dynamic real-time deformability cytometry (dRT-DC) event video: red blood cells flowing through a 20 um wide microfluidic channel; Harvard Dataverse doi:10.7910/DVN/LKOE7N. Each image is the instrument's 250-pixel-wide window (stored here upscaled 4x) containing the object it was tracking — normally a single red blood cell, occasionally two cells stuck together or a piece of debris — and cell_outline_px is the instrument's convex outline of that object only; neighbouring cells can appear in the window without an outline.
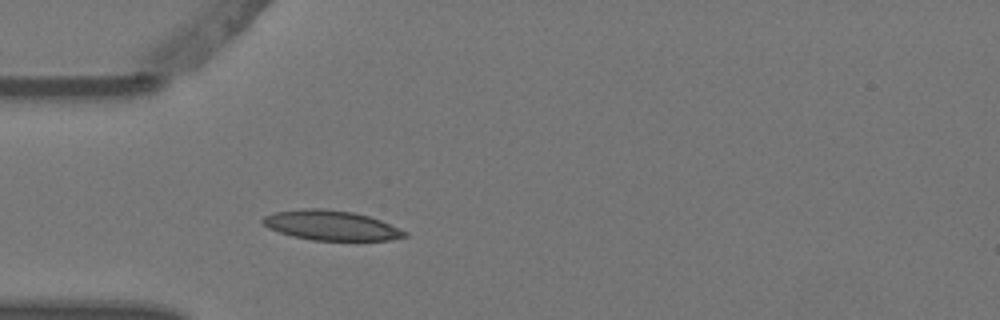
{"species": "Egyptian fruit bat (a non-hibernating species)", "species_latin": "Rousettus aegyptiacus", "temperature_condition": "warm", "stored_images_in_passage": 1, "camera_frame_rate_fps": 3000, "um_per_image_px": 0.085, "animal": {"sex": "female"}, "frame": {"image": 1, "passage_image": 1, "time_ms": 0.0, "image_size_px": [1000, 320], "cell_outline_px": [[408, 236], [392, 240], [312, 240], [292, 236], [268, 228], [260, 220], [264, 216], [276, 212], [304, 208], [324, 208], [352, 212], [368, 216], [380, 220], [408, 232]], "centroid_in_image_um": [28.15, 19.16], "position_along_channel_um": 56.9, "area_um2": 24.57}}